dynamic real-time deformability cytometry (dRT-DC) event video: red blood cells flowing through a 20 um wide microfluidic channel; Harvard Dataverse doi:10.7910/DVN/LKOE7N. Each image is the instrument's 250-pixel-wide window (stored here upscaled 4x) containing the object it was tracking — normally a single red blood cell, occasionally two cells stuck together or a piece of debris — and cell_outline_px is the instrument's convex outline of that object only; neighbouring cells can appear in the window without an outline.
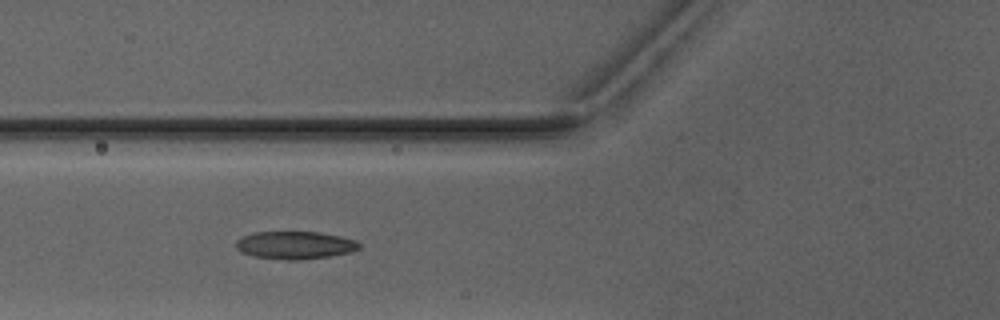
{"species": "Egyptian fruit bat (a non-hibernating species)", "species_latin": "Rousettus aegyptiacus", "temperature_condition": "warm", "stored_images_in_passage": 4, "camera_frame_rate_fps": 3000, "um_per_image_px": 0.085, "animal": {"sex": "male"}, "frame": {"image": 1, "passage_image": 2, "time_ms": 1.0, "image_size_px": [1000, 320], "cell_outline_px": [[360, 248], [352, 252], [328, 256], [300, 260], [288, 260], [252, 256], [240, 252], [236, 248], [236, 240], [244, 236], [256, 232], [320, 232], [340, 236], [356, 240], [360, 244]], "centroid_in_image_um": [25.08, 20.84], "position_along_channel_um": 100.7, "area_um2": 19.94}}
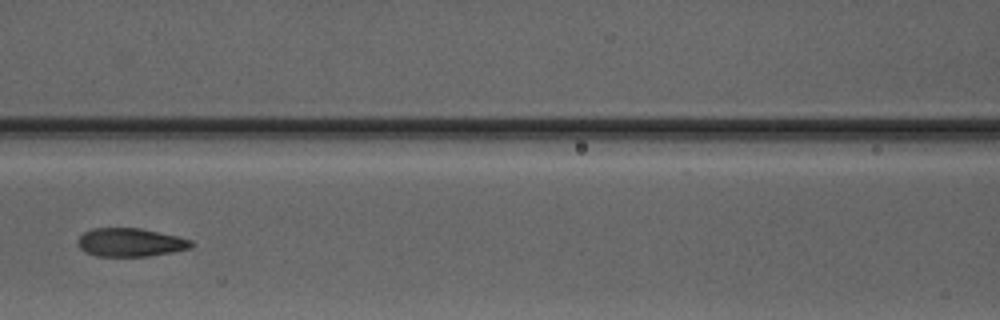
{"frame": {"image": 2, "passage_image": 3, "time_ms": 2.333, "image_size_px": [1000, 320], "cell_outline_px": [[192, 244], [188, 248], [148, 256], [96, 256], [84, 252], [80, 248], [80, 236], [84, 232], [92, 228], [140, 228], [176, 236], [192, 240]], "centroid_in_image_um": [11.04, 20.6], "position_along_channel_um": 155.6, "area_um2": 18.38}}
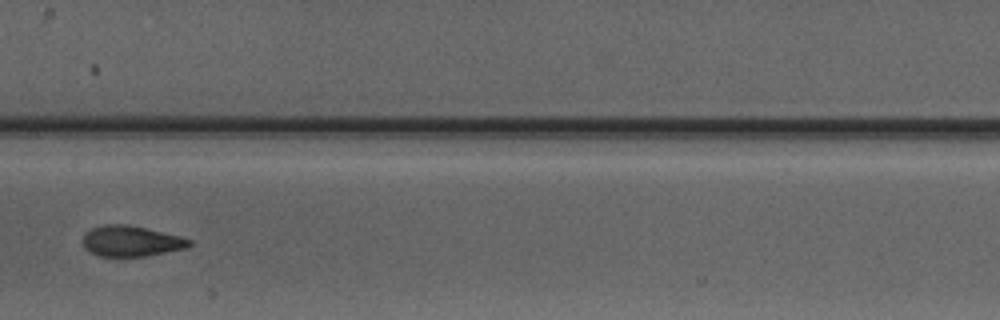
{"frame": {"image": 3, "passage_image": 4, "time_ms": 3.333, "image_size_px": [1000, 320], "cell_outline_px": [[192, 244], [188, 248], [144, 256], [96, 256], [88, 252], [84, 248], [84, 232], [92, 228], [104, 224], [124, 224], [144, 228], [180, 236], [192, 240]], "centroid_in_image_um": [11.13, 20.5], "position_along_channel_um": 196.3, "area_um2": 19.02}}